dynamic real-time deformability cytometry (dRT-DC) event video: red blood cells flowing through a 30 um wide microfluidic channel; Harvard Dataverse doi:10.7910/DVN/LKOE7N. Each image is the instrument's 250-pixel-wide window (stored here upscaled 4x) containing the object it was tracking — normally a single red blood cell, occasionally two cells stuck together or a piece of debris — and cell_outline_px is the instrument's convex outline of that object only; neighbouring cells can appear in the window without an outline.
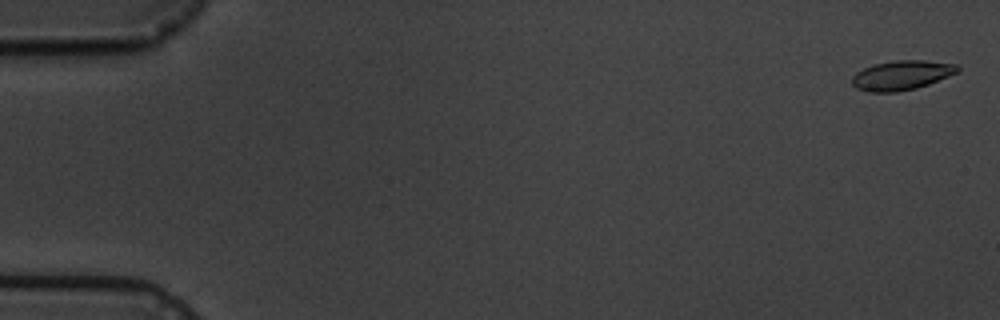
{"species": "common noctule bat (a hibernating species)", "species_latin": "Nyctalus noctula", "temperature_condition": "cold", "stored_images_in_passage": 6, "camera_frame_rate_fps": 3000, "um_per_image_px": 0.085, "animal": {"sex": "male", "body_mass_g": 19.5, "forearm_length_mm": 54.6}, "frame": {"image": 1, "passage_image": 1, "time_ms": 0.0, "image_size_px": [1000, 320], "cell_outline_px": [[960, 72], [928, 84], [916, 88], [896, 92], [868, 92], [856, 88], [852, 84], [852, 76], [856, 72], [872, 64], [896, 60], [924, 60], [956, 64], [960, 68]], "centroid_in_image_um": [76.64, 6.39], "position_along_channel_um": 8.4, "area_um2": 18.26}}
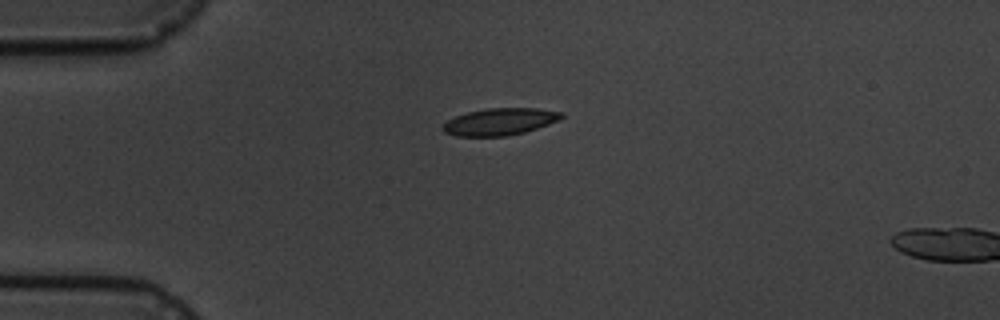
{"frame": {"image": 2, "passage_image": 4, "time_ms": 4.333, "image_size_px": [1000, 320], "cell_outline_px": [[564, 116], [560, 120], [524, 132], [508, 136], [456, 136], [444, 132], [440, 128], [448, 120], [456, 116], [468, 112], [488, 108], [536, 108], [564, 112]], "centroid_in_image_um": [42.5, 10.34], "position_along_channel_um": 42.5, "area_um2": 18.67}}